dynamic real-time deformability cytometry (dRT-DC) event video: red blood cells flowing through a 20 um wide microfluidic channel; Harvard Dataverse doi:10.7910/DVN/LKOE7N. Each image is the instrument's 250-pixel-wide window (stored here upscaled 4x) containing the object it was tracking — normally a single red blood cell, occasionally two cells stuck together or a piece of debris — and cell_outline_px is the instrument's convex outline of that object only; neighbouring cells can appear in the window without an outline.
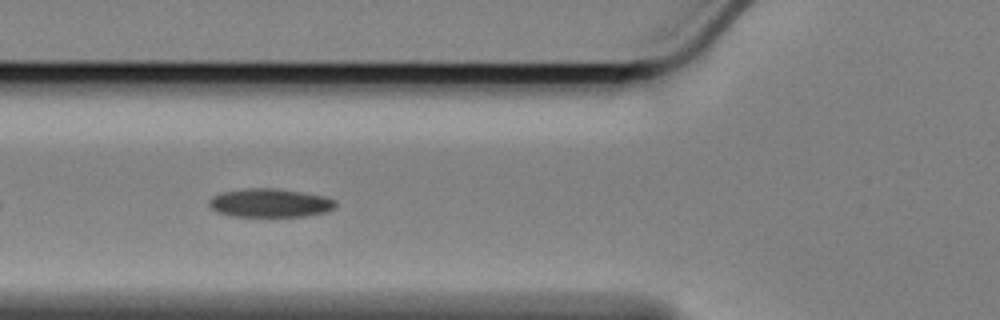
{"species": "Egyptian fruit bat (a non-hibernating species)", "species_latin": "Rousettus aegyptiacus", "temperature_condition": "cold", "stored_images_in_passage": 21, "camera_frame_rate_fps": 3000, "um_per_image_px": 0.085, "animal": {"sex": "female"}, "frame": {"image": 1, "passage_image": 7, "time_ms": 2.0, "image_size_px": [1000, 320], "cell_outline_px": [[336, 208], [328, 212], [304, 216], [232, 216], [216, 212], [208, 208], [208, 200], [212, 196], [220, 192], [248, 188], [276, 188], [324, 196], [336, 200]], "centroid_in_image_um": [22.92, 17.25], "position_along_channel_um": 102.9, "area_um2": 21.33}}
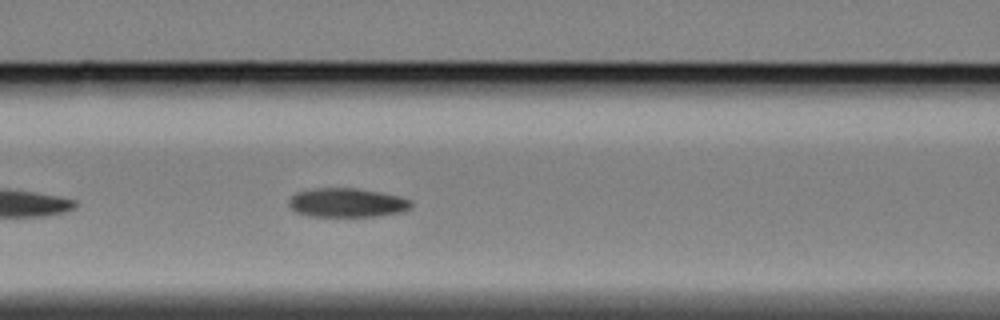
{"frame": {"image": 2, "passage_image": 10, "time_ms": 3.0, "image_size_px": [1000, 320], "cell_outline_px": [[412, 204], [408, 208], [400, 212], [376, 216], [308, 216], [296, 212], [288, 204], [288, 200], [296, 192], [312, 188], [356, 188], [400, 196], [412, 200]], "centroid_in_image_um": [29.46, 17.22], "position_along_channel_um": 137.1, "area_um2": 20.63}}